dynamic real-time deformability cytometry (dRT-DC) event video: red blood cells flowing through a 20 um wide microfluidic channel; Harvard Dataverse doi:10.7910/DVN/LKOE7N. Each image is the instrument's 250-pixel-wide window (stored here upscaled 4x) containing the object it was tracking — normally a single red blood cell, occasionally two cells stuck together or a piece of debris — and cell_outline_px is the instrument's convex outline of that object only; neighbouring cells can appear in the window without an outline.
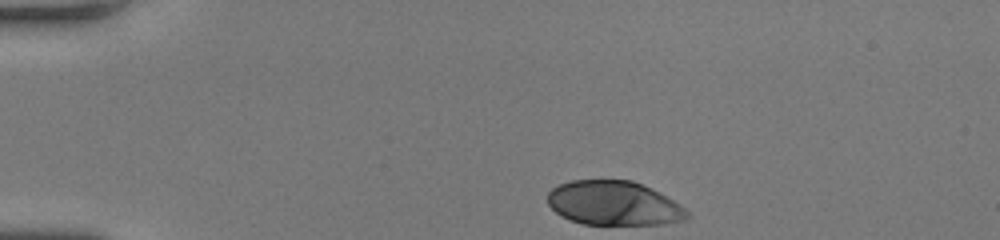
{"species": "human", "species_latin": "Homo sapiens", "temperature_condition": "room temperature", "stored_images_in_passage": 33, "camera_frame_rate_fps": 3000, "um_per_image_px": 0.085, "donor": {"sex": "female"}, "frame": {"image": 1, "passage_image": 1, "time_ms": 0.0, "image_size_px": [1000, 240], "cell_outline_px": [[692, 216], [684, 220], [664, 224], [584, 224], [568, 220], [560, 216], [548, 204], [548, 192], [552, 188], [560, 184], [572, 180], [632, 180], [652, 188], [660, 192], [684, 208]], "centroid_in_image_um": [52.17, 17.28], "position_along_channel_um": 32.8, "area_um2": 36.07}}
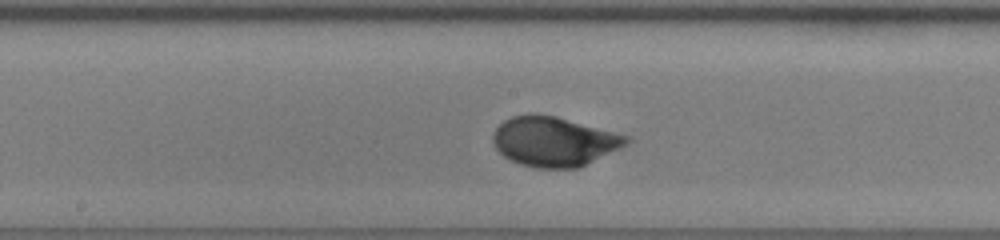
{"frame": {"image": 2, "passage_image": 18, "time_ms": 5.667, "image_size_px": [1000, 240], "cell_outline_px": [[632, 140], [628, 144], [620, 148], [576, 168], [536, 168], [520, 164], [504, 156], [496, 148], [492, 140], [492, 136], [496, 128], [504, 120], [512, 116], [528, 112], [536, 112], [556, 116], [632, 136]], "centroid_in_image_um": [47.1, 11.99], "position_along_channel_um": 201.1, "area_um2": 38.84}}
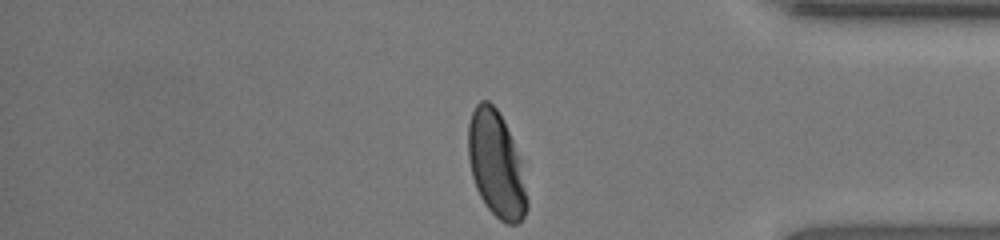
{"frame": {"image": 3, "passage_image": 33, "time_ms": 10.667, "image_size_px": [1000, 240], "cell_outline_px": [[528, 208], [520, 224], [508, 224], [500, 220], [488, 208], [480, 196], [476, 188], [472, 176], [468, 160], [468, 124], [472, 112], [476, 104], [480, 100], [488, 100], [496, 108], [512, 140], [520, 160], [528, 200]], "centroid_in_image_um": [42.16, 14.01], "position_along_channel_um": 393.0, "area_um2": 35.95}, "authors_computed_cell_mechanics": {"area_um2": 37.6856, "velocity_mm_per_s": 4.2028, "shape_relaxation_time_tau1_ms": 2.9381, "shape_relaxation_time_tau2_ms": null, "deformation_change_tau1": 0.1983, "deformation_change_tau2": null}}